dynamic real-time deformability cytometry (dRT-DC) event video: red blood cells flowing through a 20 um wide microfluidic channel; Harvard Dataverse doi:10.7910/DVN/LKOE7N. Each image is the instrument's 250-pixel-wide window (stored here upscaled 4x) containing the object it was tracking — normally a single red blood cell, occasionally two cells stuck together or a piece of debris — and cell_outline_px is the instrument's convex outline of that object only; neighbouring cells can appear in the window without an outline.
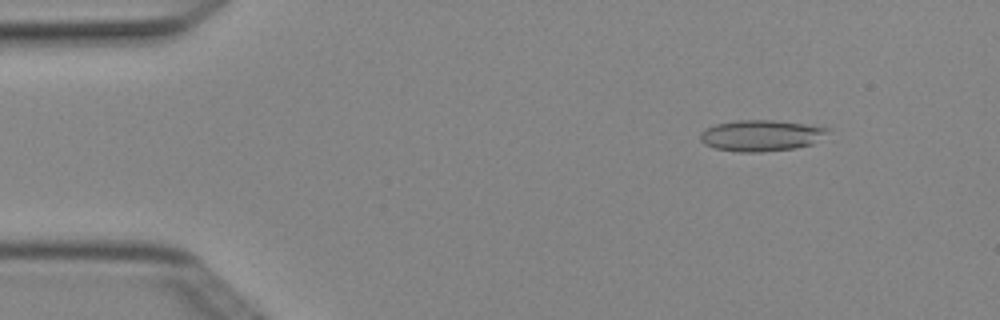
{"species": "Egyptian fruit bat (a non-hibernating species)", "species_latin": "Rousettus aegyptiacus", "temperature_condition": "cold", "stored_images_in_passage": 5, "camera_frame_rate_fps": 3000, "um_per_image_px": 0.085, "animal": {"sex": "female"}, "frame": {"image": 1, "passage_image": 2, "time_ms": 0.333, "image_size_px": [1000, 320], "cell_outline_px": [[832, 128], [828, 132], [812, 144], [796, 148], [760, 152], [740, 152], [716, 148], [704, 144], [700, 140], [700, 132], [716, 124], [736, 120], [776, 120]], "centroid_in_image_um": [64.69, 11.52], "position_along_channel_um": 20.3, "area_um2": 23.06}}
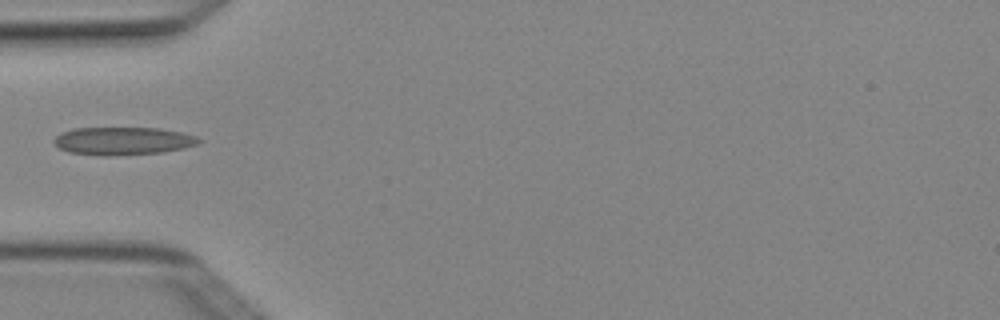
{"frame": {"image": 2, "passage_image": 4, "time_ms": 1.0, "image_size_px": [1000, 320], "cell_outline_px": [[204, 140], [200, 144], [184, 148], [164, 152], [112, 156], [100, 156], [68, 152], [60, 148], [52, 140], [60, 132], [72, 128], [160, 128], [180, 132], [196, 136]], "centroid_in_image_um": [10.47, 11.98], "position_along_channel_um": 74.5, "area_um2": 23.87}}
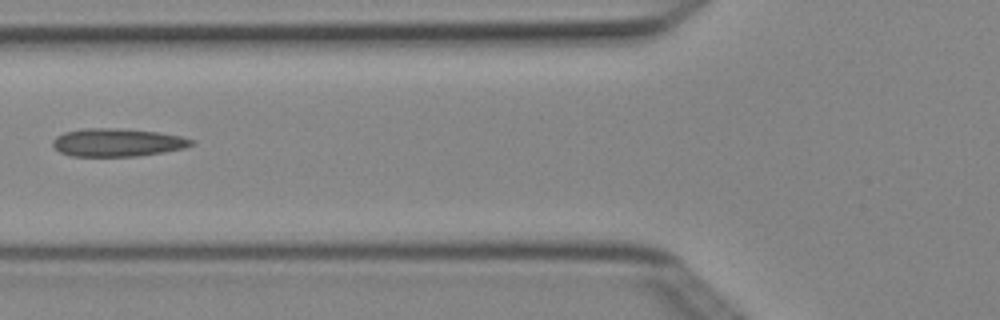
{"frame": {"image": 3, "passage_image": 5, "time_ms": 1.333, "image_size_px": [1000, 320], "cell_outline_px": [[196, 144], [184, 148], [164, 152], [136, 156], [72, 156], [60, 152], [52, 144], [52, 140], [56, 136], [64, 132], [84, 128], [116, 128], [160, 132], [180, 136], [196, 140]], "centroid_in_image_um": [10.01, 12.1], "position_along_channel_um": 115.8, "area_um2": 22.77}}